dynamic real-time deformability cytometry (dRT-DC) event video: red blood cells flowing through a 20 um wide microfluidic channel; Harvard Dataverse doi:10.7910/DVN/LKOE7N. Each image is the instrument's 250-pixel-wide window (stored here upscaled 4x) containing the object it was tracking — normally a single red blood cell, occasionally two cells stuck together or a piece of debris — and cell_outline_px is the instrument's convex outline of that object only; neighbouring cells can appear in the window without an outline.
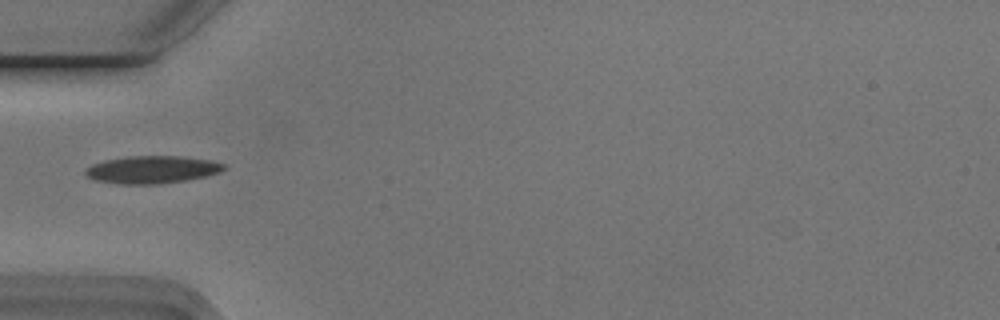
{"species": "Egyptian fruit bat (a non-hibernating species)", "species_latin": "Rousettus aegyptiacus", "temperature_condition": "cold", "stored_images_in_passage": 38, "camera_frame_rate_fps": 3000, "um_per_image_px": 0.085, "animal": {"sex": "male"}, "frame": {"image": 1, "passage_image": 1, "time_ms": 0.0, "image_size_px": [1000, 320], "cell_outline_px": [[228, 168], [220, 172], [204, 176], [184, 180], [160, 184], [116, 184], [96, 180], [88, 176], [84, 172], [92, 164], [104, 160], [128, 156], [180, 156], [208, 160], [224, 164]], "centroid_in_image_um": [12.91, 14.41], "position_along_channel_um": 72.1, "area_um2": 22.08}}
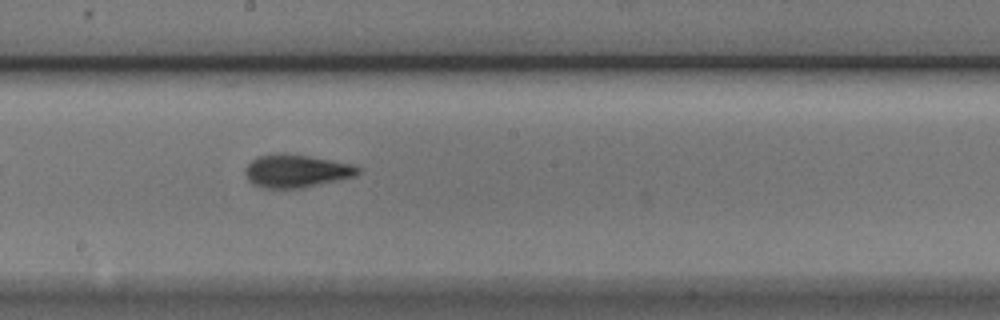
{"frame": {"image": 2, "passage_image": 13, "time_ms": 4.0, "image_size_px": [1000, 320], "cell_outline_px": [[360, 172], [356, 176], [300, 188], [260, 188], [252, 184], [248, 180], [244, 172], [244, 168], [252, 160], [260, 156], [284, 152], [308, 156], [352, 164], [360, 168]], "centroid_in_image_um": [25.15, 14.53], "position_along_channel_um": 223.1, "area_um2": 21.62}}
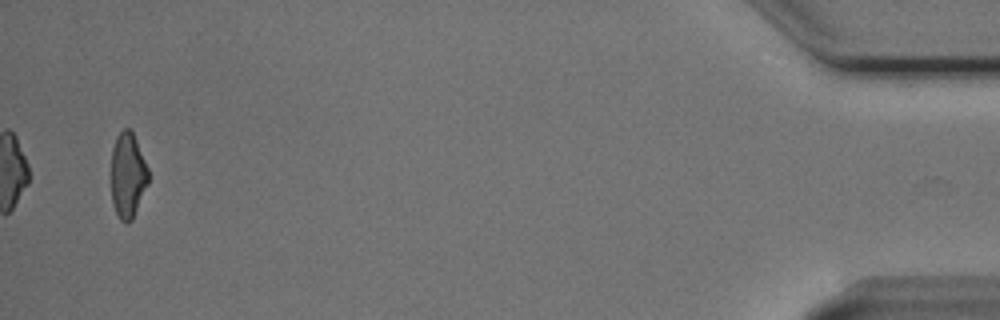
{"frame": {"image": 3, "passage_image": 36, "time_ms": 11.667, "image_size_px": [1000, 320], "cell_outline_px": [[148, 184], [132, 220], [120, 220], [112, 204], [112, 148], [116, 136], [124, 128], [128, 128], [132, 132], [136, 140], [148, 168]], "centroid_in_image_um": [10.86, 14.88], "position_along_channel_um": 424.3, "area_um2": 18.21}, "authors_computed_cell_mechanics": {"area_um2": 20.1722, "velocity_mm_per_s": 3.7632, "shape_relaxation_time_tau1_ms": 3.4258, "shape_relaxation_time_tau2_ms": 1.2459, "deformation_change_tau1": 0.1342, "deformation_change_tau2": 0.0763}}